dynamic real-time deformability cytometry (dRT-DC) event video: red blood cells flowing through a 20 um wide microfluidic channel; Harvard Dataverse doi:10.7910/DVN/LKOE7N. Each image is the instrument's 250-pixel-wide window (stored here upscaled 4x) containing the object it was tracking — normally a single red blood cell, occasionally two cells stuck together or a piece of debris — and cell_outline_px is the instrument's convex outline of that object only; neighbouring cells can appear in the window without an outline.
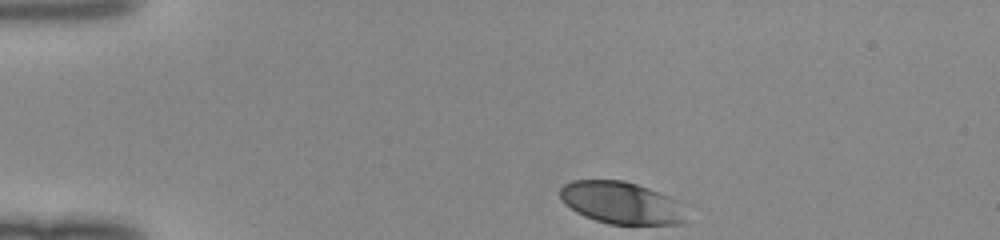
{"species": "human", "species_latin": "Homo sapiens", "temperature_condition": "room temperature", "stored_images_in_passage": 33, "camera_frame_rate_fps": 3000, "um_per_image_px": 0.085, "donor": {"sex": "female"}, "frame": {"image": 1, "passage_image": 1, "time_ms": 0.0, "image_size_px": [1000, 240], "cell_outline_px": [[684, 220], [680, 224], [608, 224], [584, 216], [576, 212], [564, 204], [560, 196], [560, 188], [564, 184], [572, 180], [624, 180], [648, 188], [680, 200]], "centroid_in_image_um": [52.77, 17.23], "position_along_channel_um": 32.2, "area_um2": 30.92}}
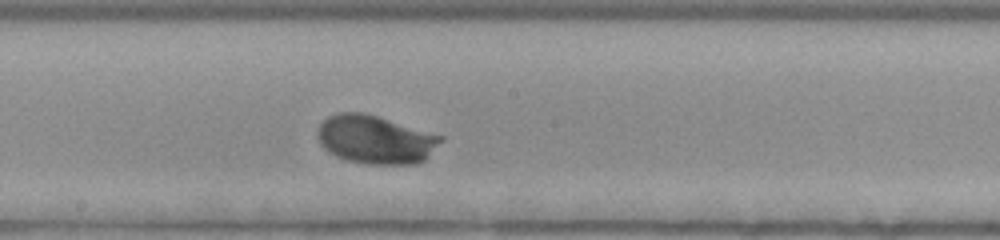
{"frame": {"image": 2, "passage_image": 19, "time_ms": 6.0, "image_size_px": [1000, 240], "cell_outline_px": [[444, 140], [424, 160], [416, 164], [364, 164], [348, 160], [336, 156], [328, 152], [320, 144], [316, 136], [316, 132], [320, 124], [328, 116], [336, 112], [364, 112], [444, 136]], "centroid_in_image_um": [31.89, 11.85], "position_along_channel_um": 216.3, "area_um2": 35.03}}
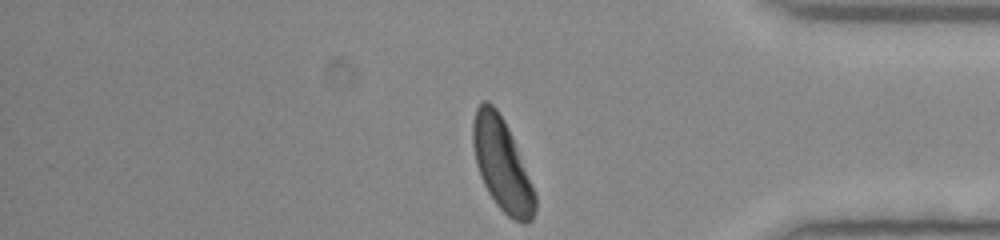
{"frame": {"image": 3, "passage_image": 33, "time_ms": 10.667, "image_size_px": [1000, 240], "cell_outline_px": [[536, 208], [532, 220], [524, 224], [520, 224], [508, 216], [496, 204], [488, 192], [480, 176], [476, 164], [472, 144], [472, 120], [476, 108], [484, 100], [488, 100], [496, 108], [504, 120], [508, 128], [532, 184], [536, 196]], "centroid_in_image_um": [42.65, 14.0], "position_along_channel_um": 392.6, "area_um2": 33.29}}